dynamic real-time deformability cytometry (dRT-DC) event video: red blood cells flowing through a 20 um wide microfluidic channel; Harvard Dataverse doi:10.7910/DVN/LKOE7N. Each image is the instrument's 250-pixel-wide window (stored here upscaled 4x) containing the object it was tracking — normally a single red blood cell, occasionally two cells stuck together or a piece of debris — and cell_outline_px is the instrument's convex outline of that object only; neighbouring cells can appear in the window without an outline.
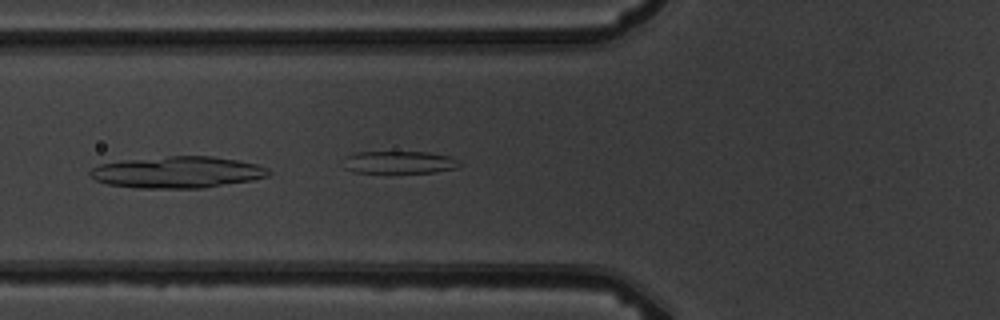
{"species": "common noctule bat (a hibernating species)", "species_latin": "Nyctalus noctula", "temperature_condition": "warm", "stored_images_in_passage": 7, "camera_frame_rate_fps": 3000, "um_per_image_px": 0.085, "animal": {"sex": "male", "body_mass_g": 19.5, "forearm_length_mm": 54.6}, "frame": {"image": 1, "passage_image": 6, "time_ms": 6.667, "image_size_px": [1000, 320], "cell_outline_px": [[272, 172], [268, 176], [252, 180], [204, 188], [136, 188], [108, 184], [96, 180], [88, 172], [92, 168], [100, 164], [120, 160], [168, 156], [212, 156], [236, 160], [256, 164], [268, 168]], "centroid_in_image_um": [15.08, 14.64], "position_along_channel_um": 110.7, "area_um2": 32.95}}